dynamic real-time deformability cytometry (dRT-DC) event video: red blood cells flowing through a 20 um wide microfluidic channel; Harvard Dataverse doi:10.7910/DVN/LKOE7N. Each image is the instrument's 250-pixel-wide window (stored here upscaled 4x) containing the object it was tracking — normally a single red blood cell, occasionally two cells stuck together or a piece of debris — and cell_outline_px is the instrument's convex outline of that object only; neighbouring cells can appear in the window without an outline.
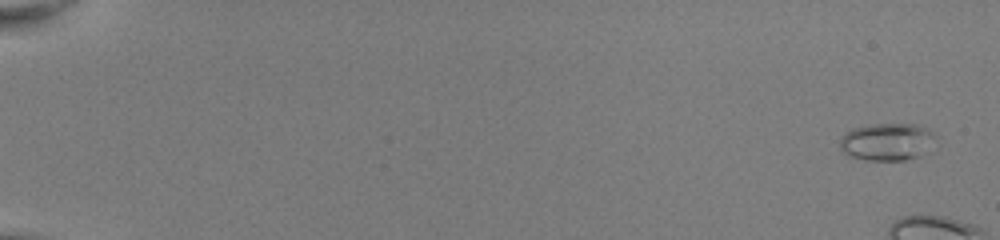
{"species": "common noctule bat (a hibernating species)", "species_latin": "Nyctalus noctula", "temperature_condition": "room temperature", "stored_images_in_passage": 13, "camera_frame_rate_fps": 3000, "um_per_image_px": 0.085, "animal": {"sex": "female", "body_mass_g": 22.0, "forearm_length_mm": 56.7}, "frame": {"image": 1, "passage_image": 3, "time_ms": 0.667, "image_size_px": [1000, 240], "cell_outline_px": [[932, 136], [920, 156], [904, 160], [864, 160], [848, 156], [840, 152], [840, 136], [852, 128], [876, 124], [916, 124], [928, 128], [932, 132]], "centroid_in_image_um": [75.26, 12.05], "position_along_channel_um": 9.7, "area_um2": 20.52}}